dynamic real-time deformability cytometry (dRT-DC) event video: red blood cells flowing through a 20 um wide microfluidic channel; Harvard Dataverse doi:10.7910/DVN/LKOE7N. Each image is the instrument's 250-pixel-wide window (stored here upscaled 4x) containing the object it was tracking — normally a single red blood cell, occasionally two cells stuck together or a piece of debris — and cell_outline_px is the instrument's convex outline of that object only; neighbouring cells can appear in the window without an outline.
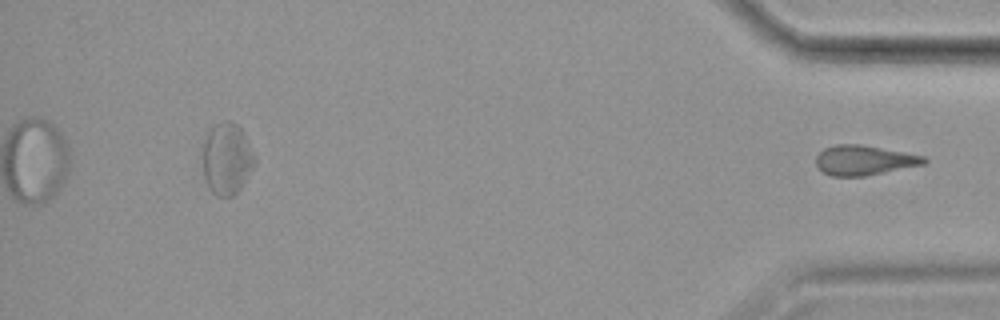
{"species": "common noctule bat (a hibernating species)", "species_latin": "Nyctalus noctula", "temperature_condition": "cold", "stored_images_in_passage": 34, "segment_of_instrument_passage": [2, 2], "camera_frame_rate_fps": 3000, "um_per_image_px": 0.085, "animal": {"sex": "female", "body_mass_g": 19.9}, "frame": {"image": 1, "passage_image": 34, "time_ms": 11.0, "image_size_px": [1000, 320], "cell_outline_px": [[928, 160], [924, 164], [864, 176], [832, 176], [824, 172], [816, 164], [816, 156], [824, 148], [836, 144], [860, 144], [924, 156]], "centroid_in_image_um": [73.43, 13.61], "position_along_channel_um": 361.8, "area_um2": 18.5}}